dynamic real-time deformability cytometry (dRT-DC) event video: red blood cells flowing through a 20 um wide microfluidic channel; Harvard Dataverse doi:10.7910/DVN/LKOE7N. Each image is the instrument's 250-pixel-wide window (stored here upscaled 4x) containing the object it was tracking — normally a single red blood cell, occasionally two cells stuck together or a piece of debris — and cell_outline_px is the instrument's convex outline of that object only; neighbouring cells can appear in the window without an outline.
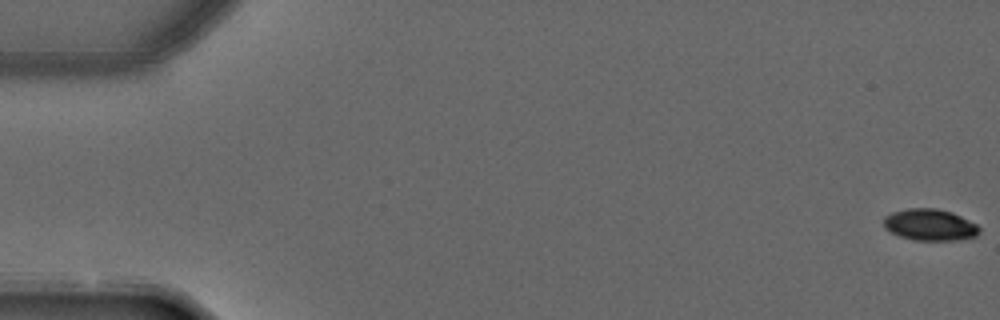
{"species": "common noctule bat (a hibernating species)", "species_latin": "Nyctalus noctula", "temperature_condition": "warm", "stored_images_in_passage": 3, "camera_frame_rate_fps": 3000, "um_per_image_px": 0.085, "animal": {"sex": "male", "forearm_length_mm": 52.5}, "frame": {"image": 1, "passage_image": 1, "time_ms": 0.0, "image_size_px": [1000, 320], "cell_outline_px": [[980, 232], [976, 236], [956, 240], [916, 240], [900, 236], [884, 228], [884, 216], [892, 212], [908, 208], [936, 208], [952, 212], [976, 224], [980, 228]], "centroid_in_image_um": [79.04, 19.1], "position_along_channel_um": 6.0, "area_um2": 17.51}}